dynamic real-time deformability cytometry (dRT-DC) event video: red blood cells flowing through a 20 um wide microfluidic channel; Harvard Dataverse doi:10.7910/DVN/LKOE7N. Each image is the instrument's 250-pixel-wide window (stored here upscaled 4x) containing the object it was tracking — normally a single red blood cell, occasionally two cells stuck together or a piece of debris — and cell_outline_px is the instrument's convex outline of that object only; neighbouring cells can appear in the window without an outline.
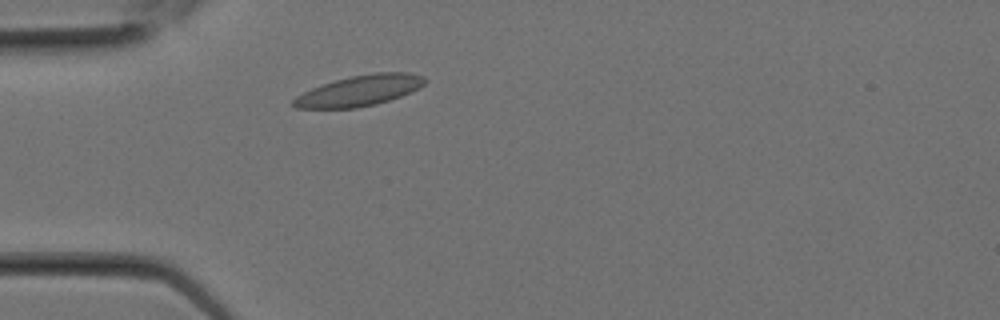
{"species": "Egyptian fruit bat (a non-hibernating species)", "species_latin": "Rousettus aegyptiacus", "temperature_condition": "room temperature", "stored_images_in_passage": 1, "camera_frame_rate_fps": 3000, "um_per_image_px": 0.085, "animal": {"sex": "female"}, "frame": {"image": 1, "passage_image": 1, "time_ms": 0.0, "image_size_px": [1000, 320], "cell_outline_px": [[424, 84], [420, 88], [412, 92], [376, 104], [356, 108], [296, 108], [292, 104], [292, 100], [296, 96], [312, 88], [336, 80], [352, 76], [376, 72], [412, 72], [424, 76]], "centroid_in_image_um": [30.59, 7.7], "position_along_channel_um": 54.4, "area_um2": 23.35}}